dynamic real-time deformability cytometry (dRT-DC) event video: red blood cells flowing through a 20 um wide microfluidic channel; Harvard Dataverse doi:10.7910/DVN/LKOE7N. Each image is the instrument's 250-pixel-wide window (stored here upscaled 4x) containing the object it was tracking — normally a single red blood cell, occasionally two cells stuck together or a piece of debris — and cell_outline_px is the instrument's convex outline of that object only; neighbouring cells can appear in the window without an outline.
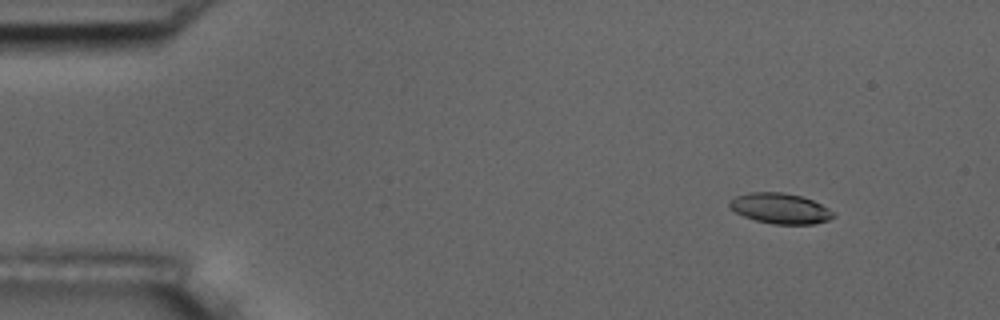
{"species": "common noctule bat (a hibernating species)", "species_latin": "Nyctalus noctula", "temperature_condition": "room temperature", "stored_images_in_passage": 6, "camera_frame_rate_fps": 3000, "um_per_image_px": 0.085, "animal": {"sex": "male", "body_mass_g": 17.5, "forearm_length_mm": 52.3}, "frame": {"image": 1, "passage_image": 2, "time_ms": 2.0, "image_size_px": [1000, 320], "cell_outline_px": [[836, 216], [828, 220], [812, 224], [772, 224], [756, 220], [744, 216], [736, 212], [728, 204], [728, 200], [736, 196], [748, 192], [784, 192], [800, 196], [812, 200], [836, 212]], "centroid_in_image_um": [66.33, 17.71], "position_along_channel_um": 18.7, "area_um2": 18.44}}